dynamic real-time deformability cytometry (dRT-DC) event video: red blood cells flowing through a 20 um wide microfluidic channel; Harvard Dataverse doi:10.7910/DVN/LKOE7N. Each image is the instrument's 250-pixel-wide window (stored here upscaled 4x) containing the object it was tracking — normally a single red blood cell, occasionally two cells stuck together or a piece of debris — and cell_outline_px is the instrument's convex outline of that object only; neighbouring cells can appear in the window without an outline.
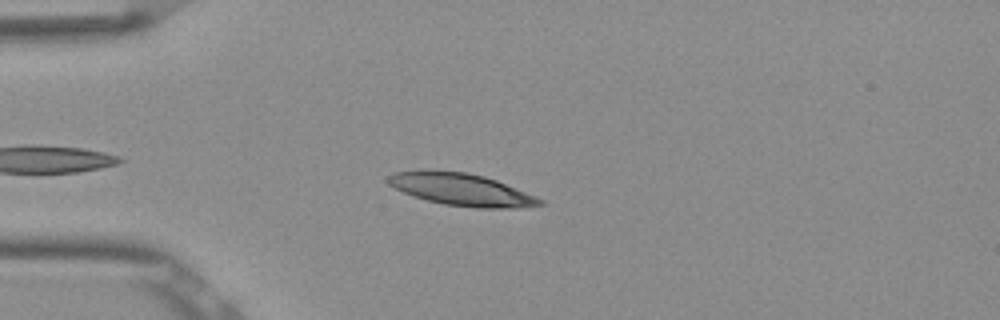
{"species": "Egyptian fruit bat (a non-hibernating species)", "species_latin": "Rousettus aegyptiacus", "temperature_condition": "room temperature", "stored_images_in_passage": 35, "camera_frame_rate_fps": 3000, "um_per_image_px": 0.085, "frame": {"image": 1, "passage_image": 6, "time_ms": 1.667, "image_size_px": [1000, 320], "cell_outline_px": [[544, 204], [516, 208], [476, 208], [444, 204], [428, 200], [404, 192], [388, 184], [384, 180], [392, 172], [424, 168], [468, 172], [484, 176], [496, 180], [544, 200]], "centroid_in_image_um": [39.14, 16.07], "position_along_channel_um": 45.9, "area_um2": 28.78}}
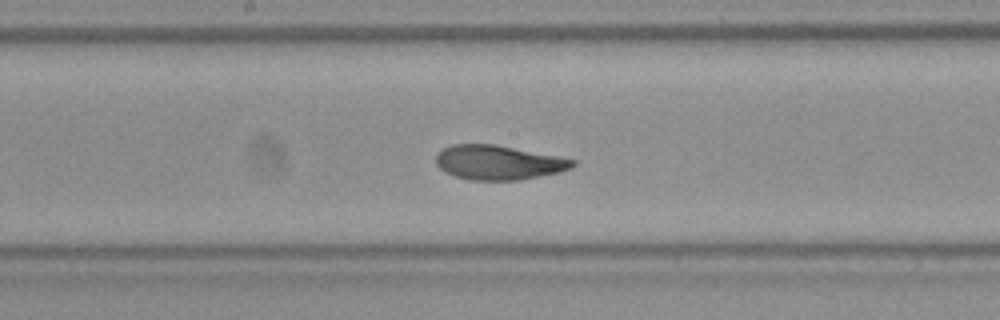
{"frame": {"image": 2, "passage_image": 20, "time_ms": 6.333, "image_size_px": [1000, 320], "cell_outline_px": [[576, 164], [572, 168], [560, 172], [520, 180], [468, 180], [444, 172], [436, 164], [436, 152], [452, 144], [496, 144], [576, 160]], "centroid_in_image_um": [42.35, 13.81], "position_along_channel_um": 205.9, "area_um2": 27.51}}
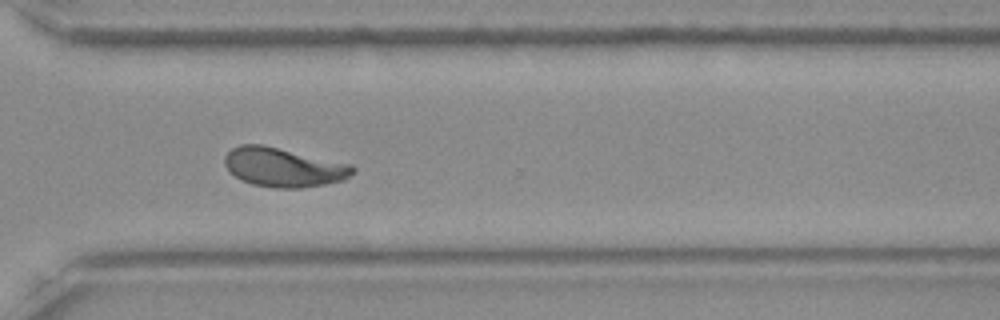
{"frame": {"image": 3, "passage_image": 31, "time_ms": 10.0, "image_size_px": [1000, 320], "cell_outline_px": [[356, 168], [344, 180], [324, 184], [300, 188], [276, 188], [252, 184], [240, 180], [228, 172], [224, 164], [224, 156], [232, 148], [240, 144], [264, 144], [352, 164]], "centroid_in_image_um": [24.06, 14.21], "position_along_channel_um": 346.5, "area_um2": 29.48}, "authors_computed_cell_mechanics": {"area_um2": 27.9174, "velocity_mm_per_s": 3.8441, "shape_relaxation_time_tau1_ms": 5.4942, "shape_relaxation_time_tau2_ms": 0.9659, "deformation_change_tau1": 0.1832, "deformation_change_tau2": 0.071}}